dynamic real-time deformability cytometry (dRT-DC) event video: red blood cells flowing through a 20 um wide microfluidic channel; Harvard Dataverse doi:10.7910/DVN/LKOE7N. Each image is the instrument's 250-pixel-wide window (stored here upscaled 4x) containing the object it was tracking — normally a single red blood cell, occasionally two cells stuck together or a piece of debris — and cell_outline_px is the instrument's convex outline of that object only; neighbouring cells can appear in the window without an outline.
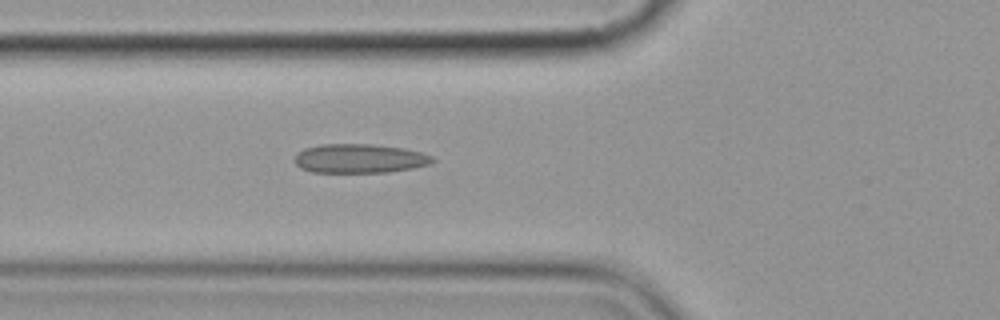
{"species": "common noctule bat (a hibernating species)", "species_latin": "Nyctalus noctula", "temperature_condition": "cold", "stored_images_in_passage": 5, "camera_frame_rate_fps": 3000, "um_per_image_px": 0.085, "animal": {"sex": "female", "body_mass_g": 19.9}, "frame": {"image": 1, "passage_image": 5, "time_ms": 4.667, "image_size_px": [1000, 320], "cell_outline_px": [[436, 160], [428, 164], [412, 168], [388, 172], [312, 172], [300, 168], [296, 164], [296, 152], [304, 148], [320, 144], [372, 144], [404, 148], [420, 152], [432, 156]], "centroid_in_image_um": [30.54, 13.46], "position_along_channel_um": 95.3, "area_um2": 23.35}}